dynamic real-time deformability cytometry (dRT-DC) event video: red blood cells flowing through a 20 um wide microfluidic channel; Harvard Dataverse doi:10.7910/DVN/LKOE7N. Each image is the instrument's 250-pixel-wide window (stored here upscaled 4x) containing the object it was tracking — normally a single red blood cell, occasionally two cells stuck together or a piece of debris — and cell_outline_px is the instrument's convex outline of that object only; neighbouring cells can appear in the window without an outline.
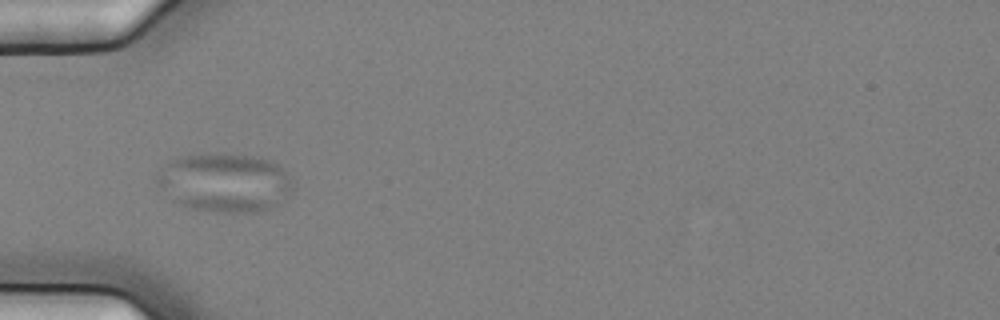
{"species": "common noctule bat (a hibernating species)", "species_latin": "Nyctalus noctula", "temperature_condition": "cold", "stored_images_in_passage": 37, "camera_frame_rate_fps": 3000, "um_per_image_px": 0.085, "animal": {"sex": "female", "body_mass_g": 25.1}, "frame": {"image": 1, "passage_image": 1, "time_ms": 0.0, "image_size_px": [1000, 320], "cell_outline_px": [[292, 192], [288, 196], [264, 212], [208, 212], [180, 204], [172, 200], [156, 184], [156, 176], [160, 168], [172, 160], [180, 156], [224, 152], [252, 156], [272, 160], [292, 180]], "centroid_in_image_um": [19.08, 15.51], "position_along_channel_um": 65.9, "area_um2": 46.88}}
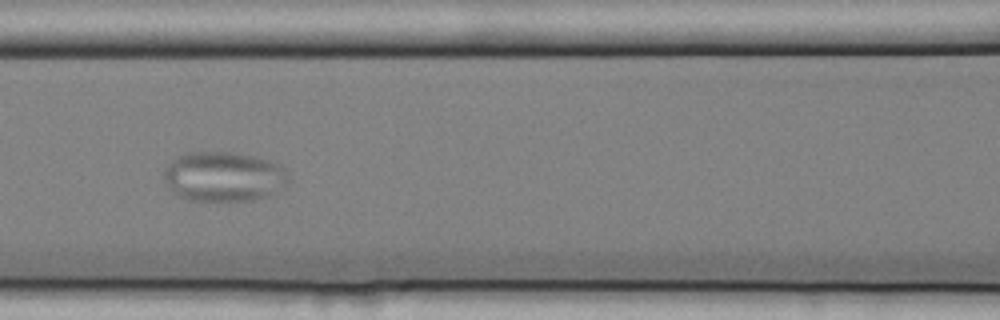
{"frame": {"image": 2, "passage_image": 8, "time_ms": 2.333, "image_size_px": [1000, 320], "cell_outline_px": [[288, 180], [276, 192], [268, 196], [252, 200], [188, 200], [180, 196], [164, 180], [164, 168], [176, 156], [188, 152], [232, 152], [256, 156], [280, 164], [288, 172]], "centroid_in_image_um": [19.03, 14.99], "position_along_channel_um": 147.6, "area_um2": 36.01}}
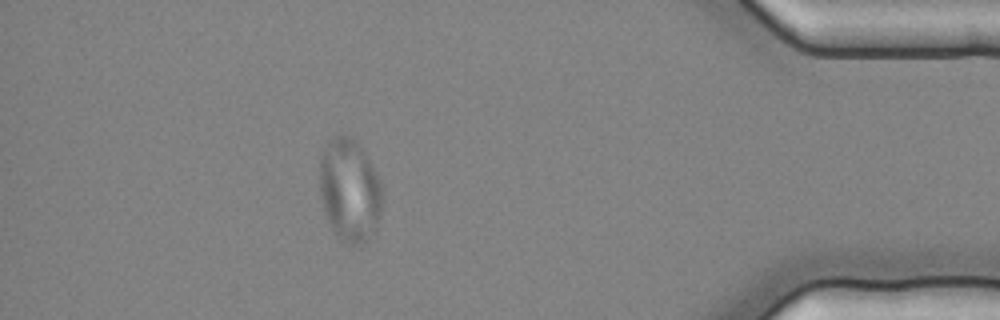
{"frame": {"image": 3, "passage_image": 33, "time_ms": 10.667, "image_size_px": [1000, 320], "cell_outline_px": [[384, 192], [380, 216], [376, 232], [360, 248], [352, 248], [332, 228], [324, 212], [320, 196], [320, 156], [328, 144], [336, 136], [344, 132], [352, 136], [356, 140], [364, 152], [380, 180], [384, 188]], "centroid_in_image_um": [29.76, 16.21], "position_along_channel_um": 405.4, "area_um2": 38.26}}